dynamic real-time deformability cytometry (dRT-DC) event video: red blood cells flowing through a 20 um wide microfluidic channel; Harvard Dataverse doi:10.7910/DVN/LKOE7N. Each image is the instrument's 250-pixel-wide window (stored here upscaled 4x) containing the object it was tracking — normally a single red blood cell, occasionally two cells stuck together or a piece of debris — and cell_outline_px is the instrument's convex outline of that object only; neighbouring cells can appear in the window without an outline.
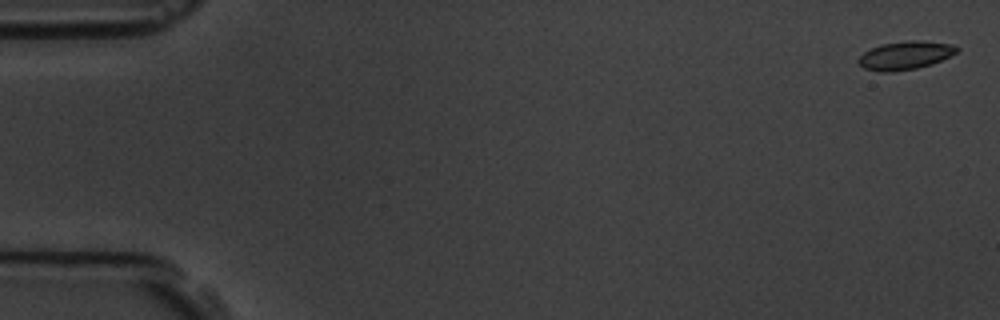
{"species": "common noctule bat (a hibernating species)", "species_latin": "Nyctalus noctula", "temperature_condition": "room temperature", "stored_images_in_passage": 6, "camera_frame_rate_fps": 3000, "um_per_image_px": 0.085, "animal": {"sex": "male", "body_mass_g": 19.5, "forearm_length_mm": 54.6}, "frame": {"image": 1, "passage_image": 1, "time_ms": 0.0, "image_size_px": [1000, 320], "cell_outline_px": [[960, 48], [956, 52], [932, 64], [916, 68], [892, 72], [880, 72], [864, 68], [856, 60], [864, 52], [872, 48], [884, 44], [908, 40], [924, 40], [952, 44]], "centroid_in_image_um": [76.94, 4.7], "position_along_channel_um": 8.1, "area_um2": 16.13}}
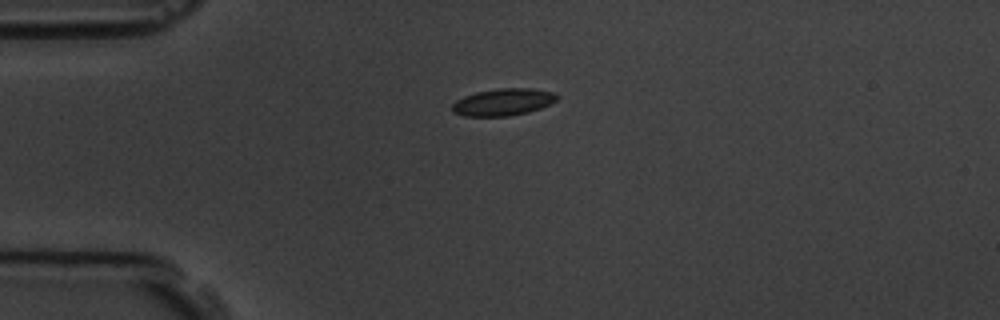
{"frame": {"image": 2, "passage_image": 5, "time_ms": 4.333, "image_size_px": [1000, 320], "cell_outline_px": [[560, 96], [556, 100], [540, 108], [528, 112], [508, 116], [464, 116], [452, 112], [452, 104], [456, 100], [464, 96], [476, 92], [496, 88], [532, 88], [552, 92]], "centroid_in_image_um": [42.74, 8.67], "position_along_channel_um": 42.3, "area_um2": 16.53}}